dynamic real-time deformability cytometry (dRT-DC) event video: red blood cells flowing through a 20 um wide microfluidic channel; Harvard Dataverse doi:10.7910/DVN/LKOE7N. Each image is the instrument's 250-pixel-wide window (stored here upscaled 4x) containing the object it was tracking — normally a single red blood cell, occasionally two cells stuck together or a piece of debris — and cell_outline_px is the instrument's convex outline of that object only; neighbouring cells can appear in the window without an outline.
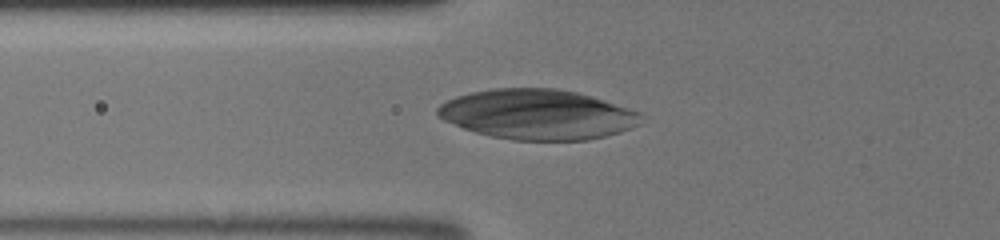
{"species": "human", "species_latin": "Homo sapiens", "temperature_condition": "room temperature", "stored_images_in_passage": 42, "camera_frame_rate_fps": 3000, "um_per_image_px": 0.085, "donor": {"sex": "male"}, "frame": {"image": 1, "passage_image": 16, "time_ms": 5.0, "image_size_px": [1000, 240], "cell_outline_px": [[644, 116], [640, 124], [632, 128], [620, 132], [588, 140], [512, 140], [492, 136], [476, 132], [464, 128], [444, 120], [436, 116], [436, 108], [444, 100], [468, 92], [492, 88], [556, 88], [576, 92], [592, 96], [640, 112]], "centroid_in_image_um": [45.67, 9.72], "position_along_channel_um": 80.1, "area_um2": 59.59}}
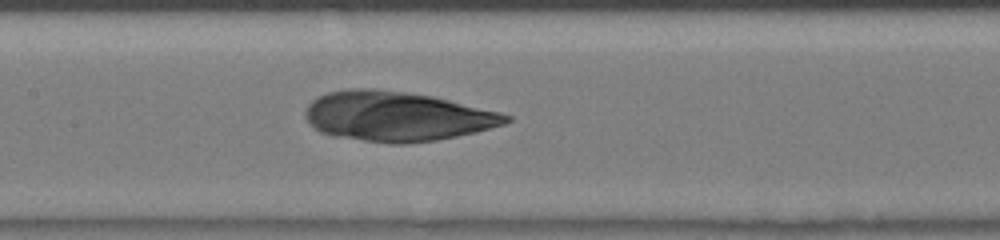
{"frame": {"image": 2, "passage_image": 22, "time_ms": 7.0, "image_size_px": [1000, 240], "cell_outline_px": [[512, 120], [504, 124], [476, 132], [436, 140], [404, 144], [392, 144], [332, 136], [320, 132], [304, 116], [304, 112], [308, 104], [316, 96], [328, 92], [352, 88], [372, 88], [404, 92], [432, 96], [500, 112], [512, 116]], "centroid_in_image_um": [33.71, 9.89], "position_along_channel_um": 173.7, "area_um2": 58.03}}
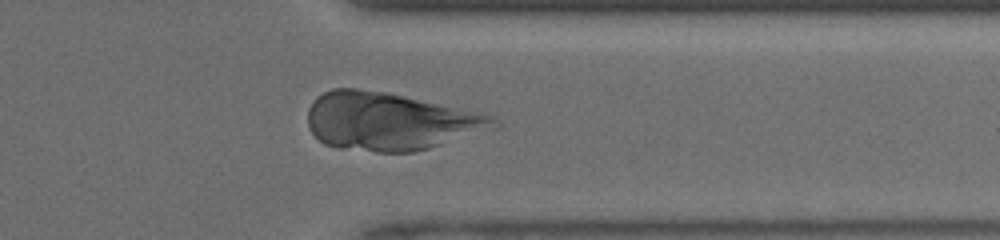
{"frame": {"image": 3, "passage_image": 35, "time_ms": 11.333, "image_size_px": [1000, 240], "cell_outline_px": [[500, 128], [428, 148], [412, 152], [376, 152], [336, 148], [324, 144], [308, 128], [308, 108], [316, 96], [332, 88], [356, 88], [384, 92], [480, 112], [492, 116], [500, 124]], "centroid_in_image_um": [33.15, 10.33], "position_along_channel_um": 378.3, "area_um2": 62.83}}